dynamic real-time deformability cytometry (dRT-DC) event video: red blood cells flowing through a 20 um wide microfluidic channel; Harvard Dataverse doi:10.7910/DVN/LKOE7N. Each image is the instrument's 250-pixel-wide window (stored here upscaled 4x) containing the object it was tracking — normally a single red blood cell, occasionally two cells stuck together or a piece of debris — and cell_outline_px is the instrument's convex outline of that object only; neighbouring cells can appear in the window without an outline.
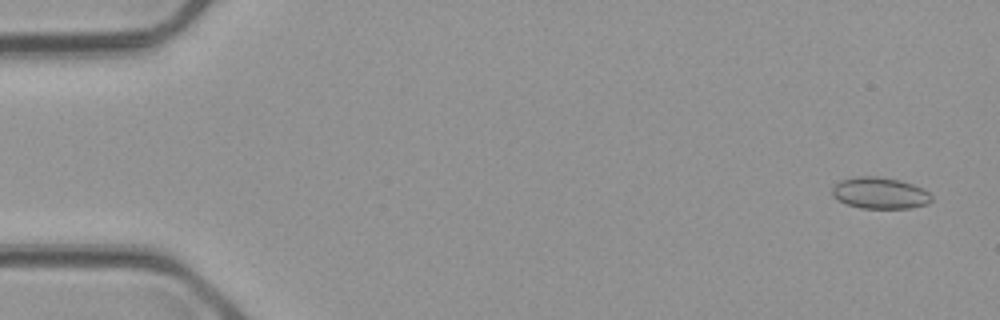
{"species": "common noctule bat (a hibernating species)", "species_latin": "Nyctalus noctula", "temperature_condition": "cold", "stored_images_in_passage": 56, "camera_frame_rate_fps": 3000, "um_per_image_px": 0.085, "animal": {"sex": "male", "body_mass_g": 23.1, "forearm_length_mm": 52.7}, "frame": {"image": 1, "passage_image": 3, "time_ms": 0.667, "image_size_px": [1000, 320], "cell_outline_px": [[932, 200], [928, 204], [912, 208], [860, 208], [848, 204], [832, 196], [832, 188], [840, 180], [856, 176], [876, 176], [900, 180], [924, 188], [932, 196]], "centroid_in_image_um": [74.82, 16.41], "position_along_channel_um": 10.2, "area_um2": 18.26}}
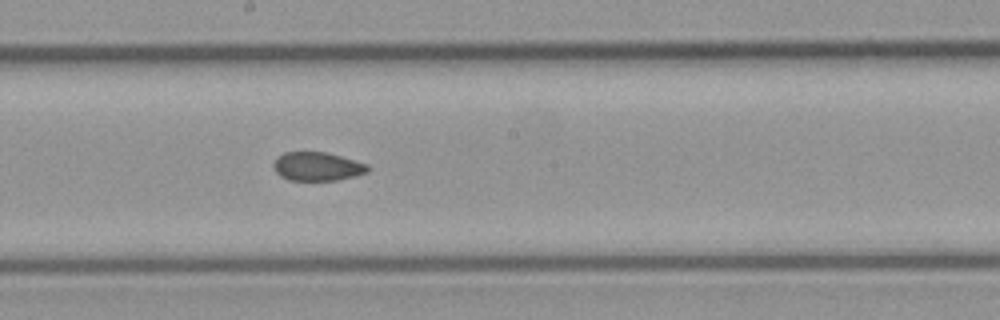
{"frame": {"image": 2, "passage_image": 31, "time_ms": 10.0, "image_size_px": [1000, 320], "cell_outline_px": [[368, 172], [336, 180], [288, 180], [280, 176], [276, 172], [272, 164], [284, 152], [324, 152], [340, 156], [368, 164]], "centroid_in_image_um": [26.95, 14.15], "position_along_channel_um": 221.3, "area_um2": 15.49}}
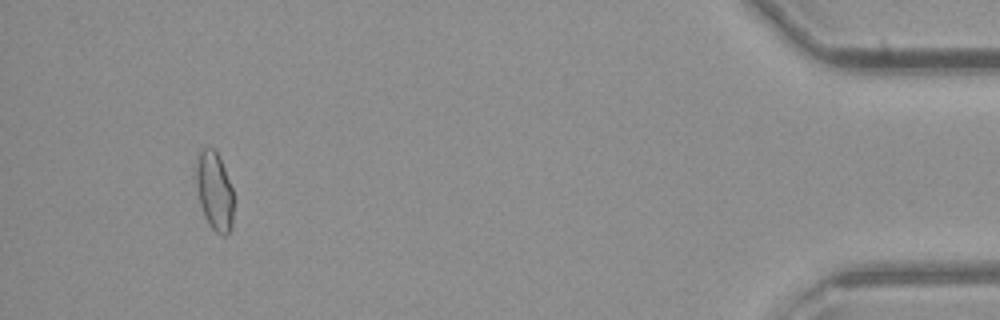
{"frame": {"image": 3, "passage_image": 53, "time_ms": 17.333, "image_size_px": [1000, 320], "cell_outline_px": [[232, 228], [224, 236], [216, 232], [208, 224], [204, 216], [200, 204], [196, 184], [196, 168], [200, 152], [204, 148], [212, 148], [220, 156], [232, 188]], "centroid_in_image_um": [18.23, 16.26], "position_along_channel_um": 417.0, "area_um2": 16.94}, "authors_computed_cell_mechanics": {"area_um2": 16.9354, "velocity_mm_per_s": 3.6883, "shape_relaxation_time_tau1_ms": null, "shape_relaxation_time_tau2_ms": 3.6293, "deformation_change_tau1": null, "deformation_change_tau2": 0.0811}}